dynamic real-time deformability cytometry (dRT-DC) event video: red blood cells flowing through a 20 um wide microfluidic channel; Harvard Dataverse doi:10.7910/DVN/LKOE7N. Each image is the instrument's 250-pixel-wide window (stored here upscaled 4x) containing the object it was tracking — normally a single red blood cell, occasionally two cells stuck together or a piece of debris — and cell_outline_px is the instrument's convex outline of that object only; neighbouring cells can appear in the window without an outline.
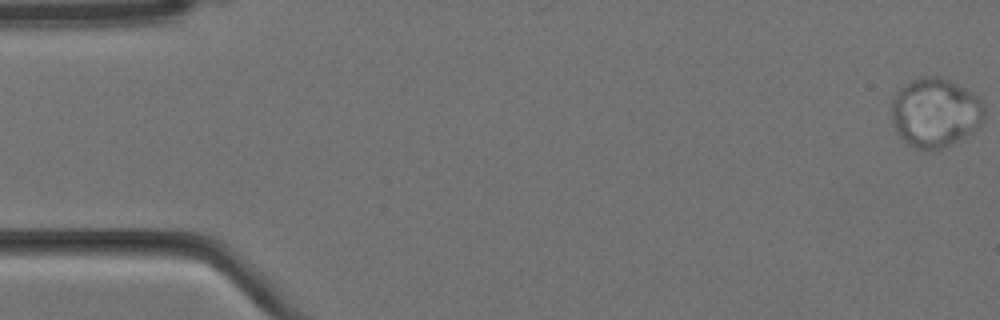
{"species": "Egyptian fruit bat (a non-hibernating species)", "species_latin": "Rousettus aegyptiacus", "temperature_condition": "cold", "stored_images_in_passage": 9, "segment_of_instrument_passage": [1, 2], "camera_frame_rate_fps": 3000, "um_per_image_px": 0.085, "animal": {"sex": "female"}, "frame": {"image": 1, "passage_image": 1, "time_ms": 0.0, "image_size_px": [1000, 320], "cell_outline_px": [[984, 120], [972, 132], [940, 148], [916, 148], [904, 140], [896, 132], [892, 116], [892, 100], [896, 92], [900, 88], [912, 80], [924, 76], [940, 76], [980, 96], [984, 104]], "centroid_in_image_um": [79.51, 9.53], "position_along_channel_um": 5.5, "area_um2": 36.93}}